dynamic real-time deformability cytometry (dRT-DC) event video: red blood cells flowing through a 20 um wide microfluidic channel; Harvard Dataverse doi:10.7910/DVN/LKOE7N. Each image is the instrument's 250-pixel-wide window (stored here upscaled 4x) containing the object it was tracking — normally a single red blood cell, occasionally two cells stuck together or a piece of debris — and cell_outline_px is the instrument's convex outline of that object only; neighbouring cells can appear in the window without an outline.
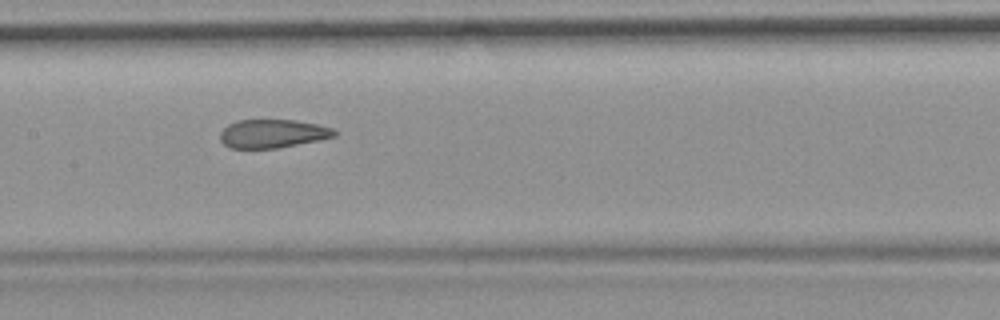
{"species": "common noctule bat (a hibernating species)", "species_latin": "Nyctalus noctula", "temperature_condition": "room temperature", "stored_images_in_passage": 49, "camera_frame_rate_fps": 3000, "um_per_image_px": 0.085, "animal": {"sex": "female", "body_mass_g": 19.9}, "frame": {"image": 1, "passage_image": 22, "time_ms": 7.0, "image_size_px": [1000, 320], "cell_outline_px": [[336, 136], [276, 148], [228, 148], [220, 140], [220, 132], [228, 124], [236, 120], [296, 120], [316, 124], [332, 128], [336, 132]], "centroid_in_image_um": [23.12, 11.35], "position_along_channel_um": 184.3, "area_um2": 18.79}, "authors_computed_cell_mechanics": {"area_um2": 20.9814, "velocity_mm_per_s": 3.7127, "shape_relaxation_time_tau1_ms": null, "shape_relaxation_time_tau2_ms": 1.5677, "deformation_change_tau1": null, "deformation_change_tau2": 0.0974}}